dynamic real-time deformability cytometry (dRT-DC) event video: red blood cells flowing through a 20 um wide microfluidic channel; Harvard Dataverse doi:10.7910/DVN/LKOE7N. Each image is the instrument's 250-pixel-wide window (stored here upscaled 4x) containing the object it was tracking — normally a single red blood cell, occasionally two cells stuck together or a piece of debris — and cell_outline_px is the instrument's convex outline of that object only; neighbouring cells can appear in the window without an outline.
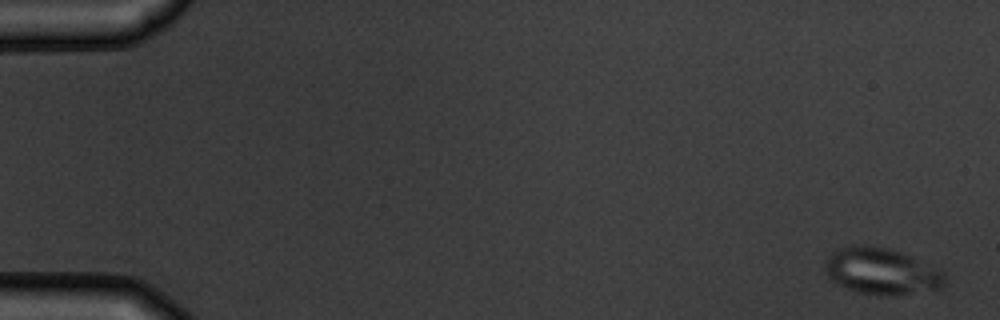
{"species": "common noctule bat (a hibernating species)", "species_latin": "Nyctalus noctula", "temperature_condition": "warm", "stored_images_in_passage": 7, "camera_frame_rate_fps": 3000, "um_per_image_px": 0.085, "animal": {"sex": "male", "body_mass_g": 19.5, "forearm_length_mm": 54.6}, "frame": {"image": 1, "passage_image": 1, "time_ms": 0.0, "image_size_px": [1000, 320], "cell_outline_px": [[944, 284], [940, 288], [892, 296], [880, 296], [860, 292], [836, 284], [828, 276], [828, 256], [836, 248], [888, 248], [900, 252], [940, 268], [944, 276]], "centroid_in_image_um": [74.99, 23.1], "position_along_channel_um": 10.0, "area_um2": 31.39}}